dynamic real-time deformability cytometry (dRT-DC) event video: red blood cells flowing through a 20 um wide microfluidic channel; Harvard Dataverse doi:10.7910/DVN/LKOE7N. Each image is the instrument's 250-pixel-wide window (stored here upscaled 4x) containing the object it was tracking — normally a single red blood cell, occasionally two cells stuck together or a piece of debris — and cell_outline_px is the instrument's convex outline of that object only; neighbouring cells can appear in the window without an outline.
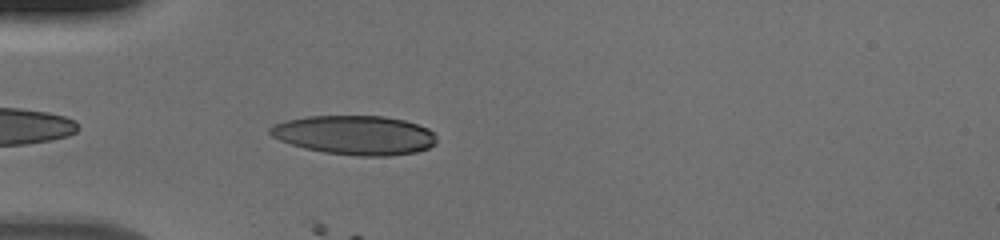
{"species": "human", "species_latin": "Homo sapiens", "temperature_condition": "cold", "stored_images_in_passage": 20, "camera_frame_rate_fps": 3000, "um_per_image_px": 0.085, "donor": {"sex": "male"}, "frame": {"image": 1, "passage_image": 2, "time_ms": 0.333, "image_size_px": [1000, 240], "cell_outline_px": [[436, 144], [428, 148], [416, 152], [388, 156], [360, 156], [324, 152], [304, 148], [280, 140], [272, 136], [268, 132], [268, 128], [272, 124], [288, 120], [308, 116], [384, 116], [404, 120], [428, 128], [436, 136]], "centroid_in_image_um": [30.16, 11.48], "position_along_channel_um": 54.8, "area_um2": 38.03}}